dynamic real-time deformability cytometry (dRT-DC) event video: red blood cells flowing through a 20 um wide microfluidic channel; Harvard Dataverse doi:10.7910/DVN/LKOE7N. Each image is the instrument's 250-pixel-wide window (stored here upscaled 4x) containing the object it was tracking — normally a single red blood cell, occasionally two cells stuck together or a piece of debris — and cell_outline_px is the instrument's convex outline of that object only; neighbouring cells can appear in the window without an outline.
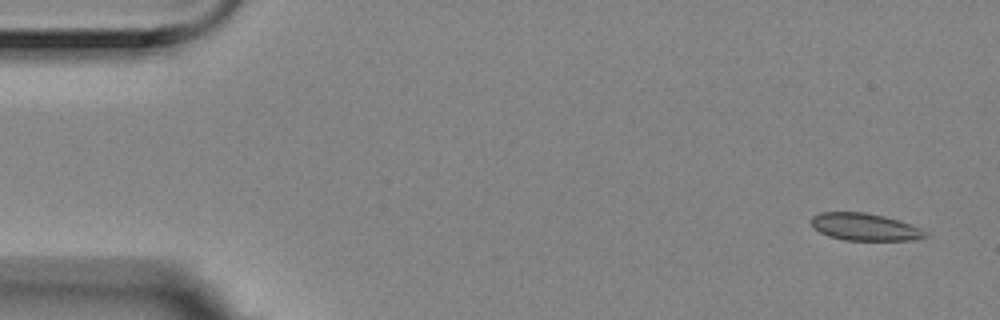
{"species": "Egyptian fruit bat (a non-hibernating species)", "species_latin": "Rousettus aegyptiacus", "temperature_condition": "room temperature", "stored_images_in_passage": 6, "camera_frame_rate_fps": 3000, "um_per_image_px": 0.085, "animal": {"sex": "female"}, "frame": {"image": 1, "passage_image": 1, "time_ms": 0.0, "image_size_px": [1000, 320], "cell_outline_px": [[932, 236], [912, 240], [844, 240], [828, 236], [820, 232], [812, 224], [812, 216], [820, 212], [864, 212], [884, 216], [900, 220], [920, 228], [928, 232]], "centroid_in_image_um": [73.56, 19.29], "position_along_channel_um": 11.4, "area_um2": 18.21}}
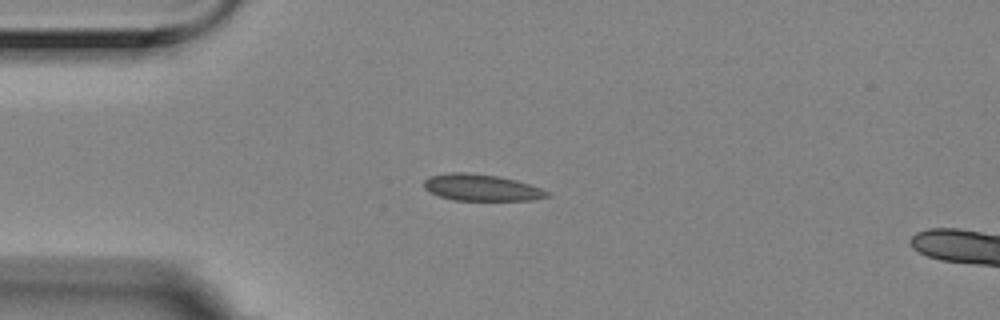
{"frame": {"image": 2, "passage_image": 4, "time_ms": 1.0, "image_size_px": [1000, 320], "cell_outline_px": [[552, 196], [532, 200], [452, 200], [440, 196], [424, 188], [424, 180], [428, 176], [448, 172], [464, 172], [496, 176], [516, 180], [540, 188], [548, 192]], "centroid_in_image_um": [40.9, 15.94], "position_along_channel_um": 44.1, "area_um2": 18.96}}
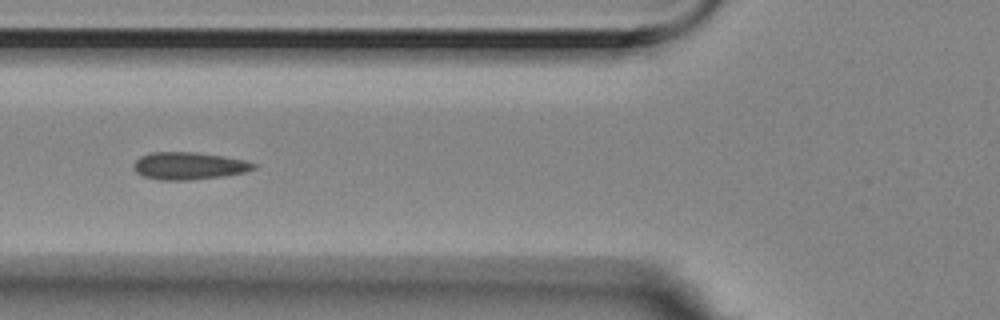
{"frame": {"image": 3, "passage_image": 6, "time_ms": 1.667, "image_size_px": [1000, 320], "cell_outline_px": [[256, 168], [244, 172], [224, 176], [188, 180], [160, 180], [144, 176], [136, 172], [132, 168], [132, 164], [140, 156], [152, 152], [192, 152], [220, 156], [244, 160], [256, 164]], "centroid_in_image_um": [16.01, 14.1], "position_along_channel_um": 109.8, "area_um2": 19.02}}